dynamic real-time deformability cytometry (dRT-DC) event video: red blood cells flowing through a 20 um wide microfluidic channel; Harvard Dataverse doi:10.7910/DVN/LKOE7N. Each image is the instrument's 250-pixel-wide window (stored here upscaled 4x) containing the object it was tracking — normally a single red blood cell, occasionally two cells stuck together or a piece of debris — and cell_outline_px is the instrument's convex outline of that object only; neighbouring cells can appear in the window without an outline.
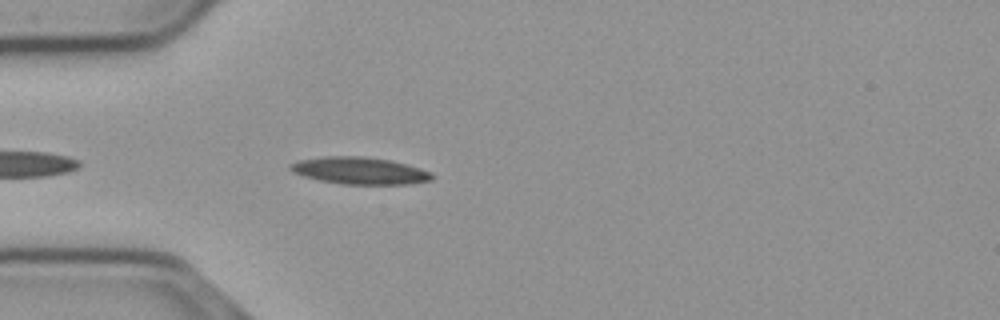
{"species": "common noctule bat (a hibernating species)", "species_latin": "Nyctalus noctula", "temperature_condition": "cold", "stored_images_in_passage": 8, "camera_frame_rate_fps": 3000, "um_per_image_px": 0.085, "animal": {"sex": "male", "body_mass_g": 23.1, "forearm_length_mm": 52.7}, "frame": {"image": 1, "passage_image": 4, "time_ms": 1.0, "image_size_px": [1000, 320], "cell_outline_px": [[432, 180], [408, 184], [340, 184], [320, 180], [304, 176], [288, 168], [292, 164], [300, 160], [324, 156], [364, 156], [392, 160], [420, 168], [432, 172]], "centroid_in_image_um": [30.62, 14.5], "position_along_channel_um": 54.4, "area_um2": 22.2}}
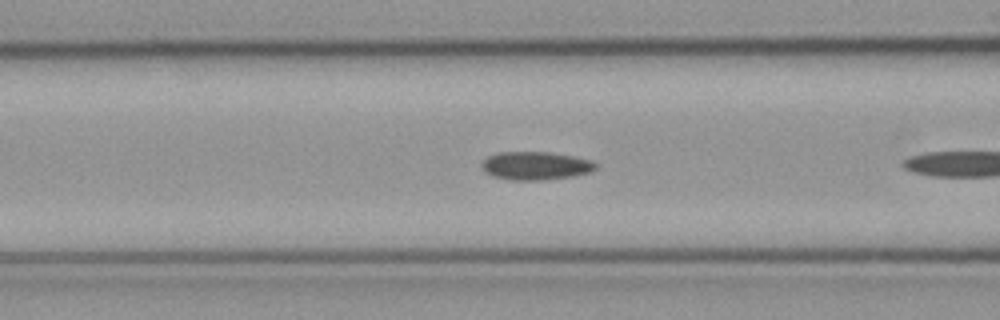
{"frame": {"image": 2, "passage_image": 7, "time_ms": 2.0, "image_size_px": [1000, 320], "cell_outline_px": [[596, 168], [592, 172], [572, 176], [544, 180], [512, 180], [492, 176], [484, 172], [480, 164], [488, 156], [496, 152], [548, 152], [572, 156], [592, 160], [596, 164]], "centroid_in_image_um": [45.5, 14.09], "position_along_channel_um": 121.1, "area_um2": 18.84}}